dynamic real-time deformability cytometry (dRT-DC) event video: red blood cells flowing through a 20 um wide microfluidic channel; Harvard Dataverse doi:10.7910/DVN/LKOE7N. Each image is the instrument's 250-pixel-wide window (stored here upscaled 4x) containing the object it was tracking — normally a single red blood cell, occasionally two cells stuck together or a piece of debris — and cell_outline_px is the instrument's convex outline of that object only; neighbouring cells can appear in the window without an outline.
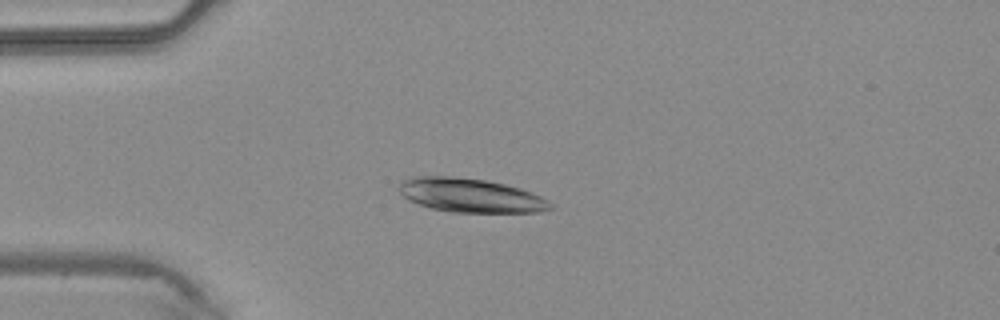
{"species": "common noctule bat (a hibernating species)", "species_latin": "Nyctalus noctula", "temperature_condition": "warm", "stored_images_in_passage": 40, "camera_frame_rate_fps": 3000, "um_per_image_px": 0.085, "animal": {"sex": "male", "body_mass_g": 20.4}, "frame": {"image": 1, "passage_image": 8, "time_ms": 2.333, "image_size_px": [1000, 320], "cell_outline_px": [[556, 208], [540, 212], [452, 212], [432, 208], [408, 200], [400, 192], [396, 184], [412, 176], [452, 176], [488, 180], [520, 188], [532, 192], [548, 200]], "centroid_in_image_um": [40.01, 16.6], "position_along_channel_um": 45.0, "area_um2": 30.11}}
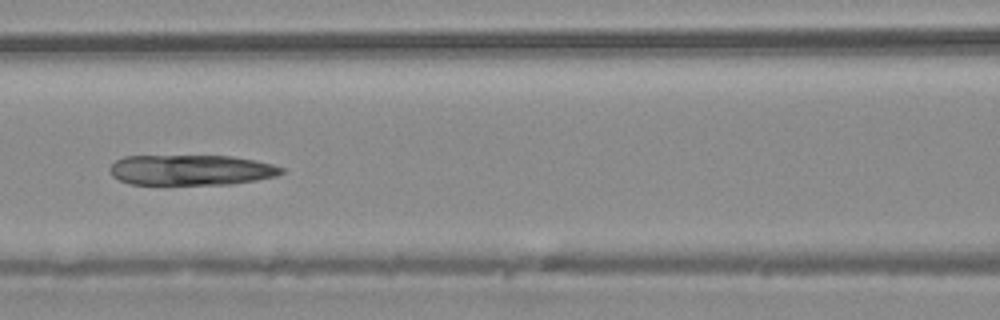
{"frame": {"image": 2, "passage_image": 16, "time_ms": 5.0, "image_size_px": [1000, 320], "cell_outline_px": [[284, 172], [276, 176], [256, 180], [232, 184], [128, 184], [112, 176], [108, 168], [116, 160], [124, 156], [232, 156], [256, 160], [272, 164], [284, 168]], "centroid_in_image_um": [16.24, 14.45], "position_along_channel_um": 150.4, "area_um2": 30.52}}
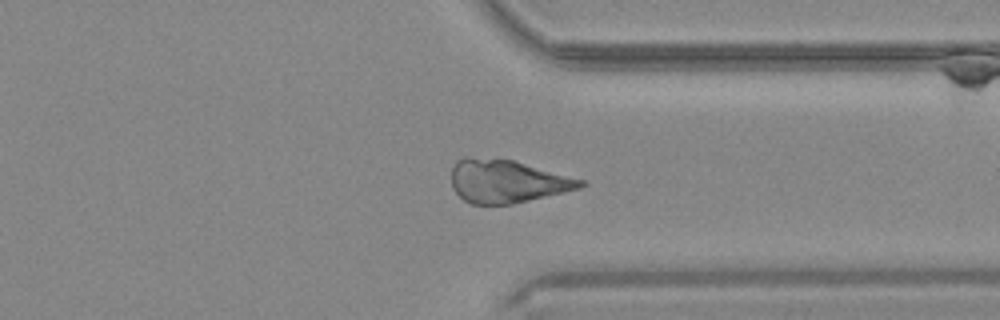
{"frame": {"image": 3, "passage_image": 30, "time_ms": 9.667, "image_size_px": [1000, 320], "cell_outline_px": [[588, 184], [580, 188], [564, 192], [512, 204], [472, 204], [464, 200], [452, 188], [452, 164], [456, 160], [464, 156], [468, 156], [512, 160], [584, 180]], "centroid_in_image_um": [43.06, 15.4], "position_along_channel_um": 368.3, "area_um2": 32.31}}